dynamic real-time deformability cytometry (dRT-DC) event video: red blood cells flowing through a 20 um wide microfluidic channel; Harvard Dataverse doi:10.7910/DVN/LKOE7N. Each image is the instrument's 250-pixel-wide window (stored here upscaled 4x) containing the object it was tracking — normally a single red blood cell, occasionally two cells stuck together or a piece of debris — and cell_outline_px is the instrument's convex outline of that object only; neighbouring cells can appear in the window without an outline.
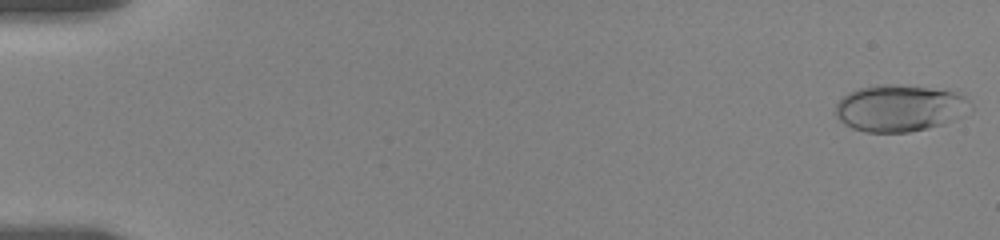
{"species": "human", "species_latin": "Homo sapiens", "temperature_condition": "room temperature", "stored_images_in_passage": 77, "camera_frame_rate_fps": 3000, "um_per_image_px": 0.085, "donor": {"sex": "female"}, "frame": {"image": 1, "passage_image": 1, "time_ms": 0.0, "image_size_px": [1000, 240], "cell_outline_px": [[972, 112], [964, 116], [944, 124], [928, 128], [908, 132], [864, 132], [852, 128], [844, 124], [832, 112], [836, 104], [848, 92], [860, 88], [884, 84], [892, 84], [928, 88], [956, 92], [964, 96], [972, 104]], "centroid_in_image_um": [76.49, 9.21], "position_along_channel_um": 8.5, "area_um2": 37.05}}
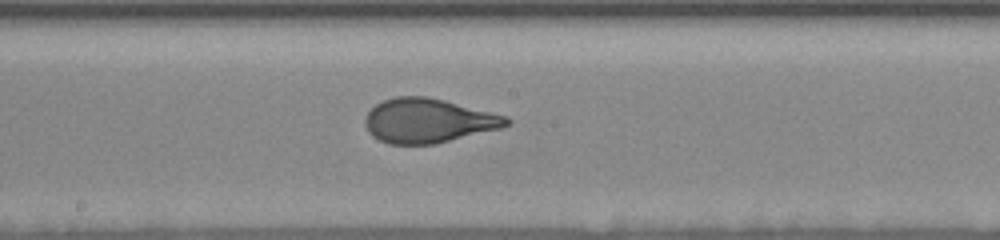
{"frame": {"image": 2, "passage_image": 35, "time_ms": 10.333, "image_size_px": [1000, 240], "cell_outline_px": [[512, 120], [508, 124], [500, 128], [436, 144], [388, 144], [372, 136], [368, 132], [364, 124], [364, 116], [376, 104], [384, 100], [396, 96], [428, 96], [508, 116]], "centroid_in_image_um": [36.38, 10.26], "position_along_channel_um": 211.8, "area_um2": 36.59}}
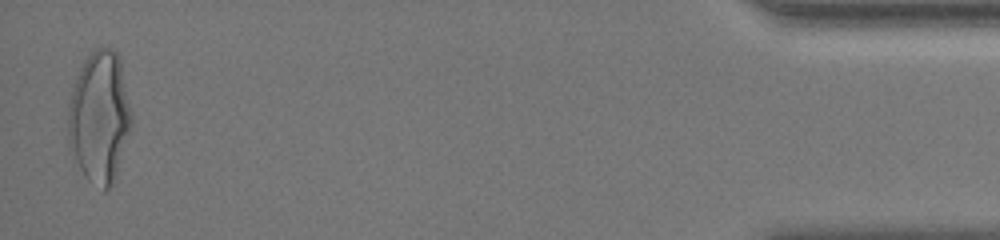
{"frame": {"image": 3, "passage_image": 74, "time_ms": 18.667, "image_size_px": [1000, 240], "cell_outline_px": [[132, 128], [112, 184], [104, 192], [88, 180], [84, 176], [68, 148], [68, 104], [76, 76], [84, 60], [96, 48], [112, 48], [116, 52], [120, 60], [132, 112]], "centroid_in_image_um": [8.45, 9.97], "position_along_channel_um": 426.7, "area_um2": 48.9}, "authors_computed_cell_mechanics": {"area_um2": 36.5874, "velocity_mm_per_s": 3.5131, "shape_relaxation_time_tau1_ms": 5.398, "shape_relaxation_time_tau2_ms": null, "deformation_change_tau1": 0.1964, "deformation_change_tau2": null}}